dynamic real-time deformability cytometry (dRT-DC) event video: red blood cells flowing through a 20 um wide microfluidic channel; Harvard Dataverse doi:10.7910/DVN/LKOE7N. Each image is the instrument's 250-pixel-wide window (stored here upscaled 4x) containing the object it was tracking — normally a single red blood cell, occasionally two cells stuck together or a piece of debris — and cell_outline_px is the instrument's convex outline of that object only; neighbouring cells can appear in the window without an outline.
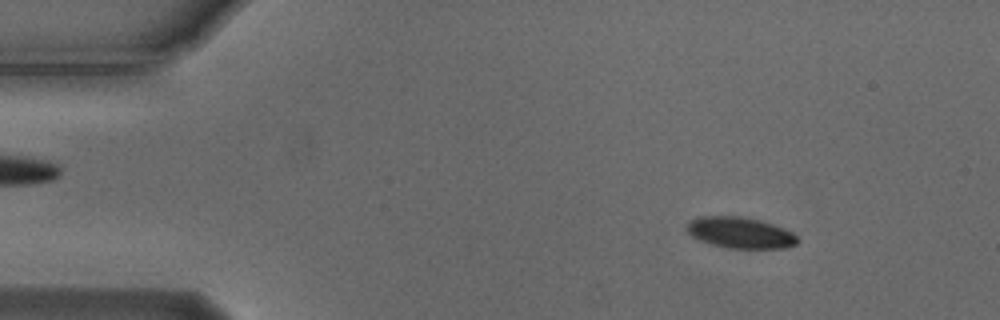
{"species": "Egyptian fruit bat (a non-hibernating species)", "species_latin": "Rousettus aegyptiacus", "temperature_condition": "cold", "stored_images_in_passage": 52, "camera_frame_rate_fps": 3000, "um_per_image_px": 0.085, "animal": {"sex": "male"}, "frame": {"image": 1, "passage_image": 4, "time_ms": 1.0, "image_size_px": [1000, 320], "cell_outline_px": [[800, 240], [796, 244], [788, 248], [728, 248], [712, 244], [700, 240], [692, 236], [684, 228], [692, 220], [700, 216], [740, 216], [760, 220], [784, 228], [792, 232]], "centroid_in_image_um": [62.94, 19.78], "position_along_channel_um": 22.1, "area_um2": 20.06}}
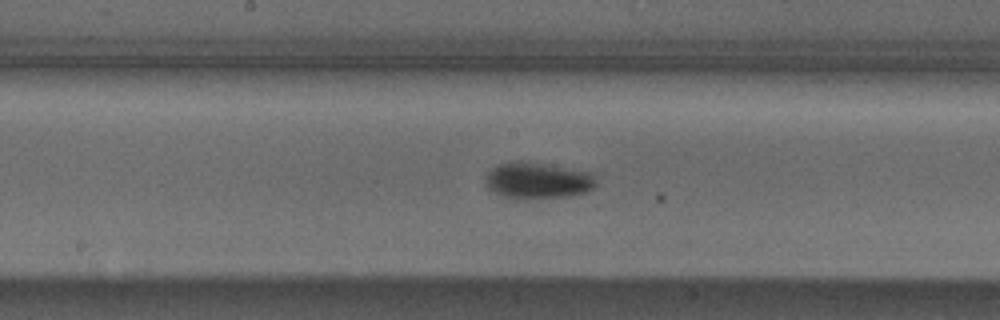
{"frame": {"image": 2, "passage_image": 25, "time_ms": 8.0, "image_size_px": [1000, 320], "cell_outline_px": [[596, 184], [592, 188], [584, 192], [572, 196], [504, 196], [488, 188], [484, 176], [492, 168], [500, 164], [516, 160], [520, 160], [588, 172], [596, 180]], "centroid_in_image_um": [45.67, 15.3], "position_along_channel_um": 202.5, "area_um2": 22.31}}
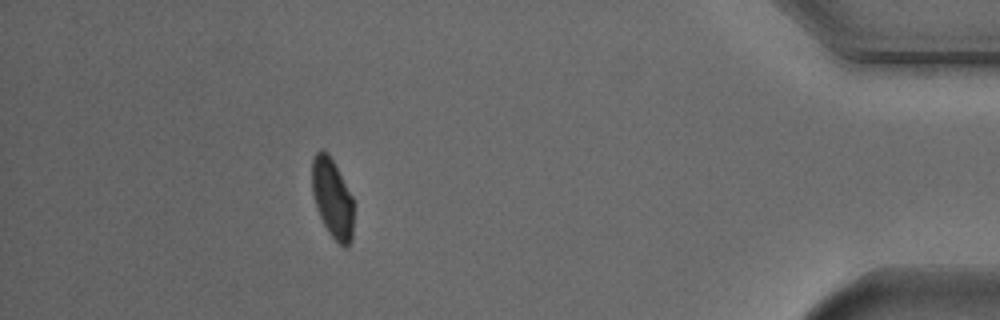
{"frame": {"image": 3, "passage_image": 46, "time_ms": 15.0, "image_size_px": [1000, 320], "cell_outline_px": [[352, 240], [344, 248], [328, 232], [316, 208], [312, 192], [312, 160], [316, 152], [320, 148], [324, 148], [328, 152], [352, 196]], "centroid_in_image_um": [28.22, 16.81], "position_along_channel_um": 407.0, "area_um2": 19.07}, "authors_computed_cell_mechanics": {"area_um2": 20.9814, "velocity_mm_per_s": 3.707, "shape_relaxation_time_tau1_ms": 2.7533, "shape_relaxation_time_tau2_ms": null, "deformation_change_tau1": 0.1018, "deformation_change_tau2": null}}